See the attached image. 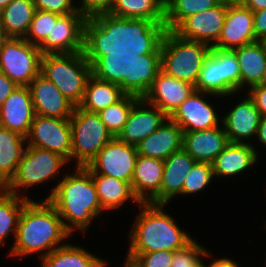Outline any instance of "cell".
<instances>
[{"label":"cell","mask_w":266,"mask_h":267,"mask_svg":"<svg viewBox=\"0 0 266 267\" xmlns=\"http://www.w3.org/2000/svg\"><path fill=\"white\" fill-rule=\"evenodd\" d=\"M26 137L0 126V178L7 184L21 162Z\"/></svg>","instance_id":"obj_31"},{"label":"cell","mask_w":266,"mask_h":267,"mask_svg":"<svg viewBox=\"0 0 266 267\" xmlns=\"http://www.w3.org/2000/svg\"><path fill=\"white\" fill-rule=\"evenodd\" d=\"M36 10L68 15L78 12L73 0H33ZM73 4V5H72Z\"/></svg>","instance_id":"obj_43"},{"label":"cell","mask_w":266,"mask_h":267,"mask_svg":"<svg viewBox=\"0 0 266 267\" xmlns=\"http://www.w3.org/2000/svg\"><path fill=\"white\" fill-rule=\"evenodd\" d=\"M239 265L235 262L230 260L229 258H220L213 261L208 267H238ZM203 267H206L203 265Z\"/></svg>","instance_id":"obj_49"},{"label":"cell","mask_w":266,"mask_h":267,"mask_svg":"<svg viewBox=\"0 0 266 267\" xmlns=\"http://www.w3.org/2000/svg\"><path fill=\"white\" fill-rule=\"evenodd\" d=\"M137 156L136 146L113 138L84 167L90 173L114 177L131 184Z\"/></svg>","instance_id":"obj_12"},{"label":"cell","mask_w":266,"mask_h":267,"mask_svg":"<svg viewBox=\"0 0 266 267\" xmlns=\"http://www.w3.org/2000/svg\"><path fill=\"white\" fill-rule=\"evenodd\" d=\"M139 206L141 212L132 225L127 254H142L159 250L174 252L193 240L177 226L169 214L163 211L165 204L141 202Z\"/></svg>","instance_id":"obj_4"},{"label":"cell","mask_w":266,"mask_h":267,"mask_svg":"<svg viewBox=\"0 0 266 267\" xmlns=\"http://www.w3.org/2000/svg\"><path fill=\"white\" fill-rule=\"evenodd\" d=\"M165 32V23L100 14L86 20L83 52L91 66L102 56L161 54Z\"/></svg>","instance_id":"obj_1"},{"label":"cell","mask_w":266,"mask_h":267,"mask_svg":"<svg viewBox=\"0 0 266 267\" xmlns=\"http://www.w3.org/2000/svg\"><path fill=\"white\" fill-rule=\"evenodd\" d=\"M256 147L253 144L230 143L221 153L214 159L212 169L214 177H227L239 175V173L247 171L250 166L258 162Z\"/></svg>","instance_id":"obj_26"},{"label":"cell","mask_w":266,"mask_h":267,"mask_svg":"<svg viewBox=\"0 0 266 267\" xmlns=\"http://www.w3.org/2000/svg\"><path fill=\"white\" fill-rule=\"evenodd\" d=\"M40 73L75 106L82 102L87 81L92 75L84 52L44 54Z\"/></svg>","instance_id":"obj_7"},{"label":"cell","mask_w":266,"mask_h":267,"mask_svg":"<svg viewBox=\"0 0 266 267\" xmlns=\"http://www.w3.org/2000/svg\"><path fill=\"white\" fill-rule=\"evenodd\" d=\"M60 16L57 13L36 10L24 39L32 45L39 47L46 40L47 36L51 34L53 22H57Z\"/></svg>","instance_id":"obj_38"},{"label":"cell","mask_w":266,"mask_h":267,"mask_svg":"<svg viewBox=\"0 0 266 267\" xmlns=\"http://www.w3.org/2000/svg\"><path fill=\"white\" fill-rule=\"evenodd\" d=\"M77 10L87 19L96 15L110 13L115 0H80Z\"/></svg>","instance_id":"obj_44"},{"label":"cell","mask_w":266,"mask_h":267,"mask_svg":"<svg viewBox=\"0 0 266 267\" xmlns=\"http://www.w3.org/2000/svg\"><path fill=\"white\" fill-rule=\"evenodd\" d=\"M18 86L0 71V107Z\"/></svg>","instance_id":"obj_47"},{"label":"cell","mask_w":266,"mask_h":267,"mask_svg":"<svg viewBox=\"0 0 266 267\" xmlns=\"http://www.w3.org/2000/svg\"><path fill=\"white\" fill-rule=\"evenodd\" d=\"M123 267H139L133 259L126 258Z\"/></svg>","instance_id":"obj_52"},{"label":"cell","mask_w":266,"mask_h":267,"mask_svg":"<svg viewBox=\"0 0 266 267\" xmlns=\"http://www.w3.org/2000/svg\"><path fill=\"white\" fill-rule=\"evenodd\" d=\"M248 95L253 99L257 110L262 117L266 116V86L256 85L249 88Z\"/></svg>","instance_id":"obj_45"},{"label":"cell","mask_w":266,"mask_h":267,"mask_svg":"<svg viewBox=\"0 0 266 267\" xmlns=\"http://www.w3.org/2000/svg\"><path fill=\"white\" fill-rule=\"evenodd\" d=\"M124 95L119 85L91 75L86 84L83 100L78 106L83 110L99 113L119 101Z\"/></svg>","instance_id":"obj_30"},{"label":"cell","mask_w":266,"mask_h":267,"mask_svg":"<svg viewBox=\"0 0 266 267\" xmlns=\"http://www.w3.org/2000/svg\"><path fill=\"white\" fill-rule=\"evenodd\" d=\"M91 176L103 210L117 209L129 199L137 204L141 203L134 195L130 183L96 173H91Z\"/></svg>","instance_id":"obj_28"},{"label":"cell","mask_w":266,"mask_h":267,"mask_svg":"<svg viewBox=\"0 0 266 267\" xmlns=\"http://www.w3.org/2000/svg\"><path fill=\"white\" fill-rule=\"evenodd\" d=\"M43 267H106L103 259L82 247L65 243L40 259Z\"/></svg>","instance_id":"obj_32"},{"label":"cell","mask_w":266,"mask_h":267,"mask_svg":"<svg viewBox=\"0 0 266 267\" xmlns=\"http://www.w3.org/2000/svg\"><path fill=\"white\" fill-rule=\"evenodd\" d=\"M35 114L70 119L75 105L41 73L29 84Z\"/></svg>","instance_id":"obj_19"},{"label":"cell","mask_w":266,"mask_h":267,"mask_svg":"<svg viewBox=\"0 0 266 267\" xmlns=\"http://www.w3.org/2000/svg\"><path fill=\"white\" fill-rule=\"evenodd\" d=\"M266 50V36L260 40Z\"/></svg>","instance_id":"obj_57"},{"label":"cell","mask_w":266,"mask_h":267,"mask_svg":"<svg viewBox=\"0 0 266 267\" xmlns=\"http://www.w3.org/2000/svg\"><path fill=\"white\" fill-rule=\"evenodd\" d=\"M227 8L219 3L216 7L196 13L185 18L173 32L180 38L213 46L224 26Z\"/></svg>","instance_id":"obj_14"},{"label":"cell","mask_w":266,"mask_h":267,"mask_svg":"<svg viewBox=\"0 0 266 267\" xmlns=\"http://www.w3.org/2000/svg\"><path fill=\"white\" fill-rule=\"evenodd\" d=\"M86 20L79 11L61 15L53 22L51 34L39 46L42 55L83 52Z\"/></svg>","instance_id":"obj_13"},{"label":"cell","mask_w":266,"mask_h":267,"mask_svg":"<svg viewBox=\"0 0 266 267\" xmlns=\"http://www.w3.org/2000/svg\"><path fill=\"white\" fill-rule=\"evenodd\" d=\"M42 53L24 38L8 37L0 52V71L17 86H29L40 74Z\"/></svg>","instance_id":"obj_10"},{"label":"cell","mask_w":266,"mask_h":267,"mask_svg":"<svg viewBox=\"0 0 266 267\" xmlns=\"http://www.w3.org/2000/svg\"><path fill=\"white\" fill-rule=\"evenodd\" d=\"M138 99L139 97L137 96L125 94L119 101L98 113L105 127L114 138H116L123 129L132 107Z\"/></svg>","instance_id":"obj_37"},{"label":"cell","mask_w":266,"mask_h":267,"mask_svg":"<svg viewBox=\"0 0 266 267\" xmlns=\"http://www.w3.org/2000/svg\"><path fill=\"white\" fill-rule=\"evenodd\" d=\"M218 0H167L165 2V27L173 31L185 18L216 7Z\"/></svg>","instance_id":"obj_35"},{"label":"cell","mask_w":266,"mask_h":267,"mask_svg":"<svg viewBox=\"0 0 266 267\" xmlns=\"http://www.w3.org/2000/svg\"><path fill=\"white\" fill-rule=\"evenodd\" d=\"M75 168L74 174H66L46 198L71 234L75 229L86 232L92 220L104 211L91 173L83 166Z\"/></svg>","instance_id":"obj_3"},{"label":"cell","mask_w":266,"mask_h":267,"mask_svg":"<svg viewBox=\"0 0 266 267\" xmlns=\"http://www.w3.org/2000/svg\"><path fill=\"white\" fill-rule=\"evenodd\" d=\"M205 94L217 96L195 90L169 117L183 132L202 131L220 126L214 106L202 98Z\"/></svg>","instance_id":"obj_15"},{"label":"cell","mask_w":266,"mask_h":267,"mask_svg":"<svg viewBox=\"0 0 266 267\" xmlns=\"http://www.w3.org/2000/svg\"><path fill=\"white\" fill-rule=\"evenodd\" d=\"M148 103L144 98H139L129 114L123 129L116 137L129 145L137 146L143 139L156 131L168 116L153 104L147 109Z\"/></svg>","instance_id":"obj_16"},{"label":"cell","mask_w":266,"mask_h":267,"mask_svg":"<svg viewBox=\"0 0 266 267\" xmlns=\"http://www.w3.org/2000/svg\"><path fill=\"white\" fill-rule=\"evenodd\" d=\"M39 201L29 199L23 206L10 256L24 257L43 251L39 256L43 258L63 246L59 243L71 235L54 206L46 199Z\"/></svg>","instance_id":"obj_2"},{"label":"cell","mask_w":266,"mask_h":267,"mask_svg":"<svg viewBox=\"0 0 266 267\" xmlns=\"http://www.w3.org/2000/svg\"><path fill=\"white\" fill-rule=\"evenodd\" d=\"M28 200L29 197L24 195H14L7 191L0 193V245L11 232L16 235L21 210Z\"/></svg>","instance_id":"obj_36"},{"label":"cell","mask_w":266,"mask_h":267,"mask_svg":"<svg viewBox=\"0 0 266 267\" xmlns=\"http://www.w3.org/2000/svg\"><path fill=\"white\" fill-rule=\"evenodd\" d=\"M194 91L195 86L191 83L177 80L160 70L143 98L170 117Z\"/></svg>","instance_id":"obj_18"},{"label":"cell","mask_w":266,"mask_h":267,"mask_svg":"<svg viewBox=\"0 0 266 267\" xmlns=\"http://www.w3.org/2000/svg\"><path fill=\"white\" fill-rule=\"evenodd\" d=\"M261 84L266 86V69Z\"/></svg>","instance_id":"obj_56"},{"label":"cell","mask_w":266,"mask_h":267,"mask_svg":"<svg viewBox=\"0 0 266 267\" xmlns=\"http://www.w3.org/2000/svg\"><path fill=\"white\" fill-rule=\"evenodd\" d=\"M35 11L33 0H12L0 12V25L6 36L25 38Z\"/></svg>","instance_id":"obj_29"},{"label":"cell","mask_w":266,"mask_h":267,"mask_svg":"<svg viewBox=\"0 0 266 267\" xmlns=\"http://www.w3.org/2000/svg\"><path fill=\"white\" fill-rule=\"evenodd\" d=\"M35 115L29 87L18 86L0 107V126L27 137Z\"/></svg>","instance_id":"obj_20"},{"label":"cell","mask_w":266,"mask_h":267,"mask_svg":"<svg viewBox=\"0 0 266 267\" xmlns=\"http://www.w3.org/2000/svg\"><path fill=\"white\" fill-rule=\"evenodd\" d=\"M212 164L208 162H196L183 182L182 195H192L202 191L213 179Z\"/></svg>","instance_id":"obj_39"},{"label":"cell","mask_w":266,"mask_h":267,"mask_svg":"<svg viewBox=\"0 0 266 267\" xmlns=\"http://www.w3.org/2000/svg\"><path fill=\"white\" fill-rule=\"evenodd\" d=\"M206 255L212 256L205 247L192 240L185 247L173 252L171 267H203L204 263L200 257Z\"/></svg>","instance_id":"obj_41"},{"label":"cell","mask_w":266,"mask_h":267,"mask_svg":"<svg viewBox=\"0 0 266 267\" xmlns=\"http://www.w3.org/2000/svg\"><path fill=\"white\" fill-rule=\"evenodd\" d=\"M220 4L225 6H243L244 0H218Z\"/></svg>","instance_id":"obj_51"},{"label":"cell","mask_w":266,"mask_h":267,"mask_svg":"<svg viewBox=\"0 0 266 267\" xmlns=\"http://www.w3.org/2000/svg\"><path fill=\"white\" fill-rule=\"evenodd\" d=\"M261 117L253 99L247 95L226 116L222 117L221 127L224 126L230 143L250 144L248 140L254 135L257 136Z\"/></svg>","instance_id":"obj_21"},{"label":"cell","mask_w":266,"mask_h":267,"mask_svg":"<svg viewBox=\"0 0 266 267\" xmlns=\"http://www.w3.org/2000/svg\"><path fill=\"white\" fill-rule=\"evenodd\" d=\"M12 0H0V12L11 2Z\"/></svg>","instance_id":"obj_54"},{"label":"cell","mask_w":266,"mask_h":267,"mask_svg":"<svg viewBox=\"0 0 266 267\" xmlns=\"http://www.w3.org/2000/svg\"><path fill=\"white\" fill-rule=\"evenodd\" d=\"M211 48L206 43L186 40L166 30L160 45L161 70L195 86Z\"/></svg>","instance_id":"obj_6"},{"label":"cell","mask_w":266,"mask_h":267,"mask_svg":"<svg viewBox=\"0 0 266 267\" xmlns=\"http://www.w3.org/2000/svg\"><path fill=\"white\" fill-rule=\"evenodd\" d=\"M67 163L68 161L59 154L41 148L25 146L16 173L6 184V191L14 195H22L18 194L19 188L26 187L27 189L30 186L53 179L61 167Z\"/></svg>","instance_id":"obj_9"},{"label":"cell","mask_w":266,"mask_h":267,"mask_svg":"<svg viewBox=\"0 0 266 267\" xmlns=\"http://www.w3.org/2000/svg\"><path fill=\"white\" fill-rule=\"evenodd\" d=\"M195 90L220 97L235 94L224 82L221 62L210 52L200 70Z\"/></svg>","instance_id":"obj_34"},{"label":"cell","mask_w":266,"mask_h":267,"mask_svg":"<svg viewBox=\"0 0 266 267\" xmlns=\"http://www.w3.org/2000/svg\"><path fill=\"white\" fill-rule=\"evenodd\" d=\"M183 130L169 117L137 146L138 155L166 160L173 153L183 149Z\"/></svg>","instance_id":"obj_23"},{"label":"cell","mask_w":266,"mask_h":267,"mask_svg":"<svg viewBox=\"0 0 266 267\" xmlns=\"http://www.w3.org/2000/svg\"><path fill=\"white\" fill-rule=\"evenodd\" d=\"M254 34L257 41L266 36V8L253 12Z\"/></svg>","instance_id":"obj_46"},{"label":"cell","mask_w":266,"mask_h":267,"mask_svg":"<svg viewBox=\"0 0 266 267\" xmlns=\"http://www.w3.org/2000/svg\"><path fill=\"white\" fill-rule=\"evenodd\" d=\"M6 191V183L0 178V193Z\"/></svg>","instance_id":"obj_55"},{"label":"cell","mask_w":266,"mask_h":267,"mask_svg":"<svg viewBox=\"0 0 266 267\" xmlns=\"http://www.w3.org/2000/svg\"><path fill=\"white\" fill-rule=\"evenodd\" d=\"M139 267H171L173 252L169 250H159L142 254H127Z\"/></svg>","instance_id":"obj_42"},{"label":"cell","mask_w":266,"mask_h":267,"mask_svg":"<svg viewBox=\"0 0 266 267\" xmlns=\"http://www.w3.org/2000/svg\"><path fill=\"white\" fill-rule=\"evenodd\" d=\"M161 70V54L102 56L92 66L94 77L119 85L125 94L143 98Z\"/></svg>","instance_id":"obj_5"},{"label":"cell","mask_w":266,"mask_h":267,"mask_svg":"<svg viewBox=\"0 0 266 267\" xmlns=\"http://www.w3.org/2000/svg\"><path fill=\"white\" fill-rule=\"evenodd\" d=\"M71 159L76 158V166H87L98 152L114 137L105 127L98 113L89 112L75 106L70 117Z\"/></svg>","instance_id":"obj_8"},{"label":"cell","mask_w":266,"mask_h":267,"mask_svg":"<svg viewBox=\"0 0 266 267\" xmlns=\"http://www.w3.org/2000/svg\"><path fill=\"white\" fill-rule=\"evenodd\" d=\"M8 37L6 36V34L3 32V29L0 25V52H1V49H2V46H3V43L5 42V40L7 39Z\"/></svg>","instance_id":"obj_53"},{"label":"cell","mask_w":266,"mask_h":267,"mask_svg":"<svg viewBox=\"0 0 266 267\" xmlns=\"http://www.w3.org/2000/svg\"><path fill=\"white\" fill-rule=\"evenodd\" d=\"M111 15L122 18H141L165 22L164 0H115Z\"/></svg>","instance_id":"obj_33"},{"label":"cell","mask_w":266,"mask_h":267,"mask_svg":"<svg viewBox=\"0 0 266 267\" xmlns=\"http://www.w3.org/2000/svg\"><path fill=\"white\" fill-rule=\"evenodd\" d=\"M27 146L41 148L71 161V125L70 119L46 117L36 114L26 137Z\"/></svg>","instance_id":"obj_11"},{"label":"cell","mask_w":266,"mask_h":267,"mask_svg":"<svg viewBox=\"0 0 266 267\" xmlns=\"http://www.w3.org/2000/svg\"><path fill=\"white\" fill-rule=\"evenodd\" d=\"M222 64L223 80L236 93L240 91L239 63L233 50L211 48L210 51Z\"/></svg>","instance_id":"obj_40"},{"label":"cell","mask_w":266,"mask_h":267,"mask_svg":"<svg viewBox=\"0 0 266 267\" xmlns=\"http://www.w3.org/2000/svg\"><path fill=\"white\" fill-rule=\"evenodd\" d=\"M164 160L138 155L131 187L140 202L160 204Z\"/></svg>","instance_id":"obj_22"},{"label":"cell","mask_w":266,"mask_h":267,"mask_svg":"<svg viewBox=\"0 0 266 267\" xmlns=\"http://www.w3.org/2000/svg\"><path fill=\"white\" fill-rule=\"evenodd\" d=\"M239 63L240 91L260 85L266 69V50L260 41L233 50Z\"/></svg>","instance_id":"obj_27"},{"label":"cell","mask_w":266,"mask_h":267,"mask_svg":"<svg viewBox=\"0 0 266 267\" xmlns=\"http://www.w3.org/2000/svg\"><path fill=\"white\" fill-rule=\"evenodd\" d=\"M243 6L257 12L266 8V0H244Z\"/></svg>","instance_id":"obj_48"},{"label":"cell","mask_w":266,"mask_h":267,"mask_svg":"<svg viewBox=\"0 0 266 267\" xmlns=\"http://www.w3.org/2000/svg\"><path fill=\"white\" fill-rule=\"evenodd\" d=\"M254 42L253 12L244 6H229L221 34L212 47L234 50Z\"/></svg>","instance_id":"obj_17"},{"label":"cell","mask_w":266,"mask_h":267,"mask_svg":"<svg viewBox=\"0 0 266 267\" xmlns=\"http://www.w3.org/2000/svg\"><path fill=\"white\" fill-rule=\"evenodd\" d=\"M195 163L196 161L184 149L164 160L160 204L166 205L176 195H182L183 182Z\"/></svg>","instance_id":"obj_25"},{"label":"cell","mask_w":266,"mask_h":267,"mask_svg":"<svg viewBox=\"0 0 266 267\" xmlns=\"http://www.w3.org/2000/svg\"><path fill=\"white\" fill-rule=\"evenodd\" d=\"M256 138L266 145V116L261 117Z\"/></svg>","instance_id":"obj_50"},{"label":"cell","mask_w":266,"mask_h":267,"mask_svg":"<svg viewBox=\"0 0 266 267\" xmlns=\"http://www.w3.org/2000/svg\"><path fill=\"white\" fill-rule=\"evenodd\" d=\"M228 144L229 138L224 128L219 126L183 133V149L196 162L212 163Z\"/></svg>","instance_id":"obj_24"}]
</instances>
